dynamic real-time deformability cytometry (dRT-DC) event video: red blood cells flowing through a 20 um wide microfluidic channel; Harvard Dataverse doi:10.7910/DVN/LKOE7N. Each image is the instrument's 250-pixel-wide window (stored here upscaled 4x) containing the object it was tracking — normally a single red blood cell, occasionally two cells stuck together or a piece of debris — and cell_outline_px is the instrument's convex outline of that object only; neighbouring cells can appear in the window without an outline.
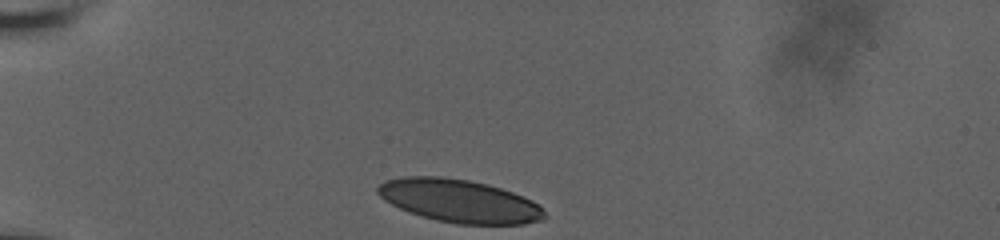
{"species": "human", "species_latin": "Homo sapiens", "temperature_condition": "room temperature", "stored_images_in_passage": 23, "camera_frame_rate_fps": 3000, "um_per_image_px": 0.085, "donor": {"sex": "male"}, "frame": {"image": 1, "passage_image": 1, "time_ms": 0.0, "image_size_px": [1000, 240], "cell_outline_px": [[548, 216], [544, 220], [524, 224], [456, 224], [436, 220], [420, 216], [408, 212], [384, 200], [376, 192], [376, 188], [384, 180], [404, 176], [440, 176], [468, 180], [488, 184], [512, 192], [532, 200], [540, 204], [544, 208]], "centroid_in_image_um": [39.07, 17.08], "position_along_channel_um": 45.9, "area_um2": 42.19}}
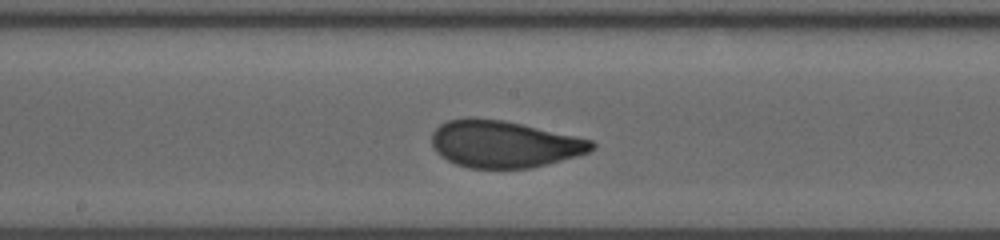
{"frame": {"image": 2, "passage_image": 14, "time_ms": 5.333, "image_size_px": [1000, 240], "cell_outline_px": [[596, 148], [588, 152], [576, 156], [528, 168], [468, 168], [456, 164], [440, 156], [432, 148], [432, 132], [440, 124], [448, 120], [468, 116], [472, 116], [504, 120], [576, 136], [592, 140], [596, 144]], "centroid_in_image_um": [42.8, 12.22], "position_along_channel_um": 205.4, "area_um2": 43.93}}
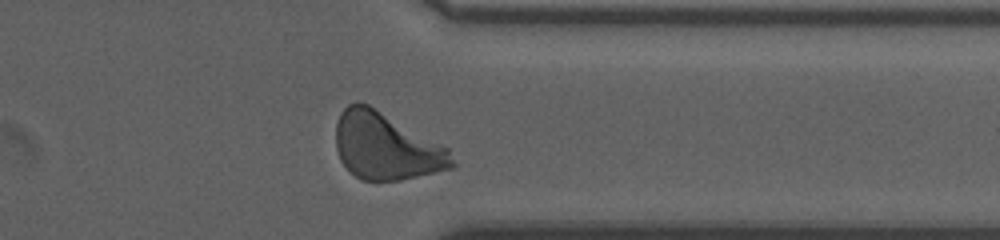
{"frame": {"image": 3, "passage_image": 23, "time_ms": 10.0, "image_size_px": [1000, 240], "cell_outline_px": [[456, 168], [400, 180], [360, 180], [340, 160], [336, 148], [336, 124], [340, 112], [348, 104], [356, 100], [368, 104], [448, 148], [456, 164]], "centroid_in_image_um": [32.81, 12.44], "position_along_channel_um": 378.6, "area_um2": 45.2}, "authors_computed_cell_mechanics": {"area_um2": 43.639, "velocity_mm_per_s": 3.7404, "shape_relaxation_time_tau1_ms": 3.1329, "shape_relaxation_time_tau2_ms": null, "deformation_change_tau1": 0.1353, "deformation_change_tau2": null}}